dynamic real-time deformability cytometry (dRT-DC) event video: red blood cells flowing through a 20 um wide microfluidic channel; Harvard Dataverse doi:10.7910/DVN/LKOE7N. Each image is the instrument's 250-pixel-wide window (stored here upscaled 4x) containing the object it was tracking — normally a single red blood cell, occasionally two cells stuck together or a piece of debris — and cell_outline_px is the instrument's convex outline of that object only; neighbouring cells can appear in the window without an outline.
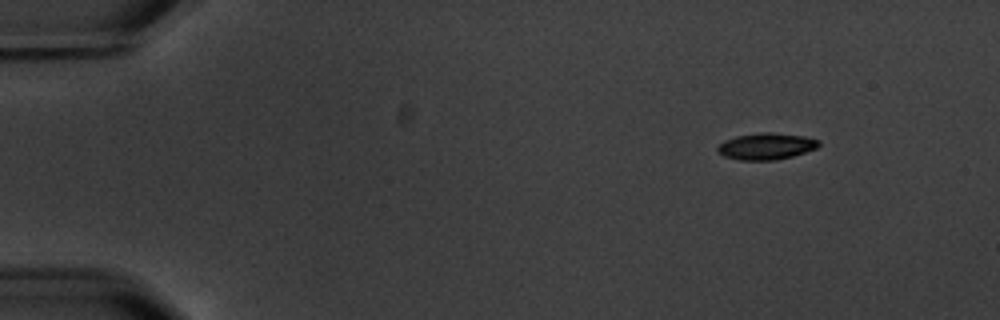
{"species": "common noctule bat (a hibernating species)", "species_latin": "Nyctalus noctula", "temperature_condition": "warm", "stored_images_in_passage": 4, "camera_frame_rate_fps": 3000, "um_per_image_px": 0.085, "animal": {"sex": "male", "body_mass_g": 20.1, "forearm_length_mm": 53.5}, "frame": {"image": 1, "passage_image": 1, "time_ms": 0.0, "image_size_px": [1000, 320], "cell_outline_px": [[820, 144], [816, 148], [792, 156], [776, 160], [740, 160], [724, 156], [716, 148], [724, 140], [736, 136], [760, 132], [772, 132], [804, 136], [820, 140]], "centroid_in_image_um": [65.13, 12.42], "position_along_channel_um": 19.9, "area_um2": 15.61}}
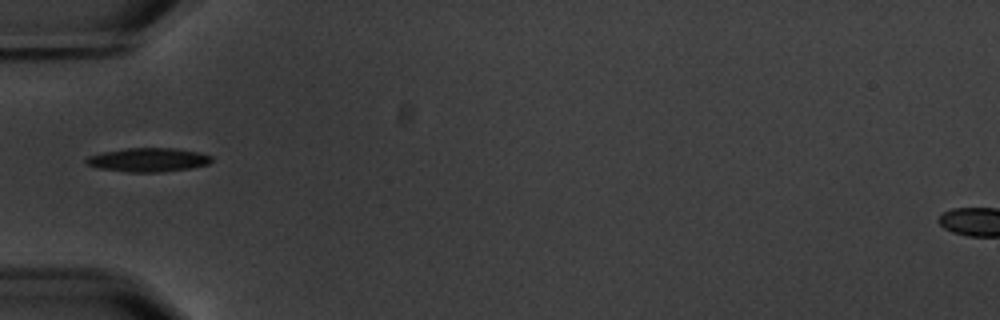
{"frame": {"image": 2, "passage_image": 4, "time_ms": 4.333, "image_size_px": [1000, 320], "cell_outline_px": [[212, 160], [208, 164], [192, 168], [160, 172], [128, 172], [100, 168], [88, 164], [84, 160], [88, 156], [104, 152], [124, 148], [172, 148], [196, 152], [212, 156]], "centroid_in_image_um": [12.6, 13.59], "position_along_channel_um": 72.4, "area_um2": 17.22}}